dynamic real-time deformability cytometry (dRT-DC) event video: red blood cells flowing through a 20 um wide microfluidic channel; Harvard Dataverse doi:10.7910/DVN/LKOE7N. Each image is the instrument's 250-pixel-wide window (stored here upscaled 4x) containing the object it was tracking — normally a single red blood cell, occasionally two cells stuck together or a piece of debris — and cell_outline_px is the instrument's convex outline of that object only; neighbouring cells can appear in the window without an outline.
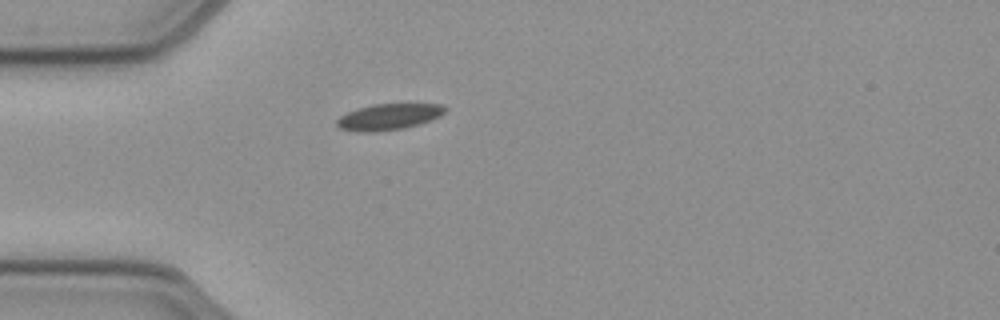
{"species": "common noctule bat (a hibernating species)", "species_latin": "Nyctalus noctula", "temperature_condition": "cold", "stored_images_in_passage": 21, "camera_frame_rate_fps": 3000, "um_per_image_px": 0.085, "animal": {"sex": "female", "body_mass_g": 21.9}, "frame": {"image": 1, "passage_image": 1, "time_ms": 0.0, "image_size_px": [1000, 320], "cell_outline_px": [[448, 108], [440, 116], [404, 128], [376, 132], [356, 132], [340, 128], [336, 124], [336, 120], [340, 116], [356, 108], [372, 104], [440, 104]], "centroid_in_image_um": [32.99, 9.93], "position_along_channel_um": 52.0, "area_um2": 16.42}}
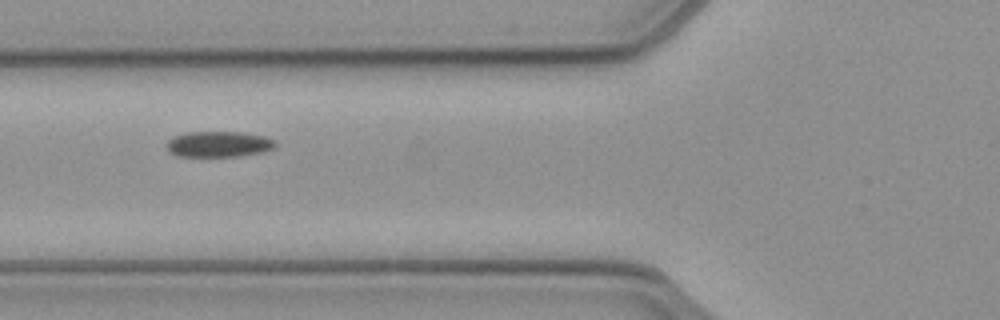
{"frame": {"image": 2, "passage_image": 6, "time_ms": 1.667, "image_size_px": [1000, 320], "cell_outline_px": [[276, 144], [272, 148], [264, 152], [240, 156], [176, 156], [168, 152], [164, 144], [172, 136], [188, 132], [240, 132], [264, 136], [276, 140]], "centroid_in_image_um": [18.54, 12.25], "position_along_channel_um": 107.3, "area_um2": 16.53}}